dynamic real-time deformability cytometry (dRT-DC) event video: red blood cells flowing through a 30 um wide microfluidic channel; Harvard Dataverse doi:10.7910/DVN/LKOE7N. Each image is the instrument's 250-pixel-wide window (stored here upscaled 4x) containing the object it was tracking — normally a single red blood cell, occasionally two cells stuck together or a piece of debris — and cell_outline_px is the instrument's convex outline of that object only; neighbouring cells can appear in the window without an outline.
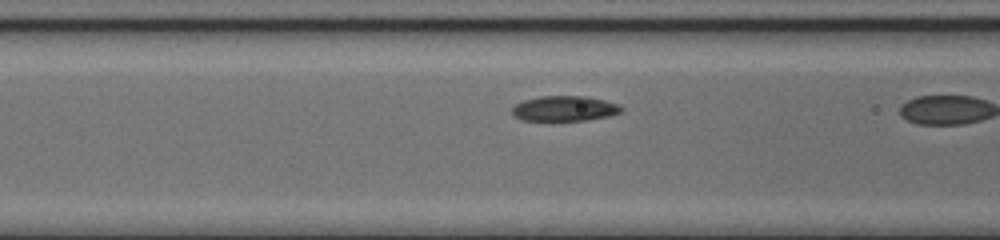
{"species": "common noctule bat (a hibernating species)", "species_latin": "Nyctalus noctula", "temperature_condition": "cold", "stored_images_in_passage": 10, "camera_frame_rate_fps": 3000, "um_per_image_px": 0.085, "animal": {"sex": "female", "body_mass_g": 17.0, "forearm_length_mm": 48.0}, "frame": {"image": 1, "passage_image": 9, "time_ms": 2.667, "image_size_px": [1000, 240], "cell_outline_px": [[624, 112], [608, 116], [588, 120], [520, 120], [512, 112], [512, 108], [516, 104], [524, 100], [540, 96], [584, 96], [604, 100], [616, 104], [624, 108]], "centroid_in_image_um": [48.01, 9.22], "position_along_channel_um": 118.6, "area_um2": 15.95}}